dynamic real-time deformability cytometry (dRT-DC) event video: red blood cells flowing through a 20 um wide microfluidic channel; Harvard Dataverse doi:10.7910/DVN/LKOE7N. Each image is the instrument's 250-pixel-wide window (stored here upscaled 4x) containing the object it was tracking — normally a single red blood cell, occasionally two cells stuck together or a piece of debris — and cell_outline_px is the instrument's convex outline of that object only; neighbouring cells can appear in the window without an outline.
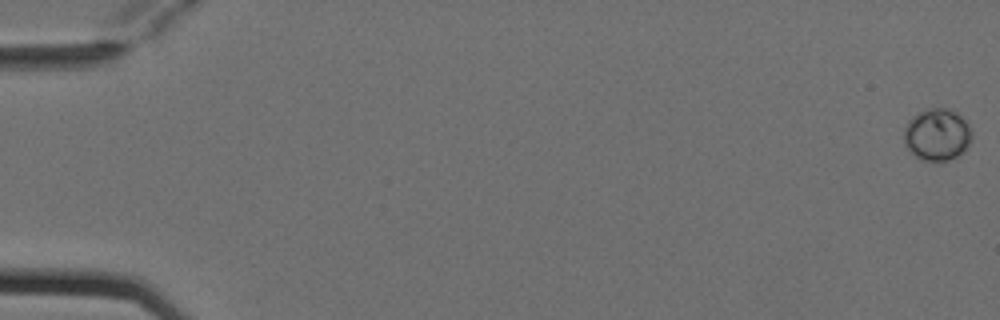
{"species": "Egyptian fruit bat (a non-hibernating species)", "species_latin": "Rousettus aegyptiacus", "temperature_condition": "cold", "stored_images_in_passage": 8, "camera_frame_rate_fps": 3000, "um_per_image_px": 0.085, "animal": {"sex": "female"}, "frame": {"image": 1, "passage_image": 1, "time_ms": 0.0, "image_size_px": [1000, 320], "cell_outline_px": [[972, 140], [964, 152], [948, 160], [920, 160], [904, 144], [904, 128], [908, 120], [912, 116], [924, 108], [956, 108], [968, 124], [972, 132]], "centroid_in_image_um": [79.67, 11.39], "position_along_channel_um": 5.3, "area_um2": 20.98}}
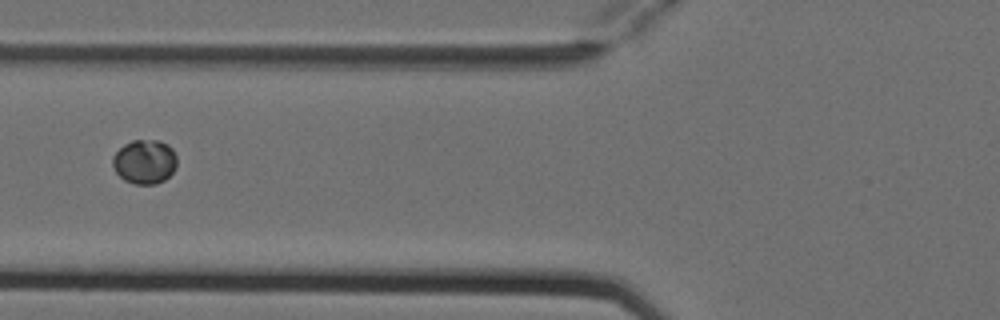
{"frame": {"image": 2, "passage_image": 7, "time_ms": 2.0, "image_size_px": [1000, 320], "cell_outline_px": [[176, 168], [164, 180], [156, 184], [132, 184], [124, 180], [116, 172], [112, 164], [112, 156], [124, 144], [132, 140], [160, 140], [168, 144], [172, 148], [176, 156]], "centroid_in_image_um": [12.29, 13.74], "position_along_channel_um": 113.5, "area_um2": 16.7}}
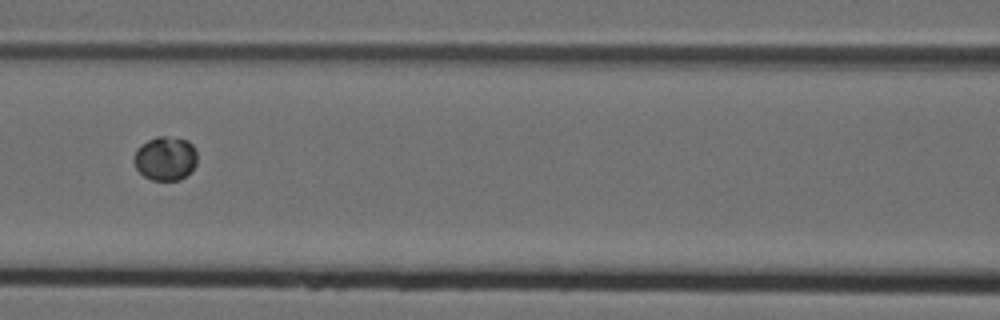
{"frame": {"image": 3, "passage_image": 8, "time_ms": 2.333, "image_size_px": [1000, 320], "cell_outline_px": [[196, 164], [180, 180], [152, 180], [144, 176], [136, 168], [132, 160], [132, 156], [136, 148], [140, 144], [156, 136], [164, 136], [188, 140], [192, 144], [196, 152]], "centroid_in_image_um": [14.0, 13.45], "position_along_channel_um": 152.6, "area_um2": 16.3}}